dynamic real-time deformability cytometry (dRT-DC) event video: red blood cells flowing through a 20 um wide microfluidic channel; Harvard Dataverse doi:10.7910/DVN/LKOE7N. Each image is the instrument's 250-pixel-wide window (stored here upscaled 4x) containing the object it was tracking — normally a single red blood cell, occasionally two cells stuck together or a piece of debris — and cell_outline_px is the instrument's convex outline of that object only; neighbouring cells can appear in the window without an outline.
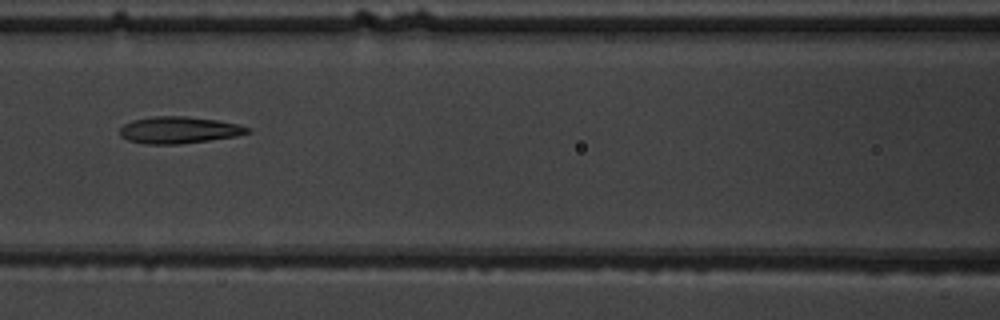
{"species": "common noctule bat (a hibernating species)", "species_latin": "Nyctalus noctula", "temperature_condition": "warm", "stored_images_in_passage": 3, "camera_frame_rate_fps": 3000, "um_per_image_px": 0.085, "animal": {"sex": "male", "body_mass_g": 19.5, "forearm_length_mm": 54.6}, "frame": {"image": 1, "passage_image": 3, "time_ms": 2.333, "image_size_px": [1000, 320], "cell_outline_px": [[252, 132], [236, 136], [180, 144], [144, 144], [128, 140], [120, 136], [120, 128], [124, 124], [132, 120], [152, 116], [184, 116], [216, 120], [240, 124], [252, 128]], "centroid_in_image_um": [15.22, 11.05], "position_along_channel_um": 151.4, "area_um2": 20.06}}